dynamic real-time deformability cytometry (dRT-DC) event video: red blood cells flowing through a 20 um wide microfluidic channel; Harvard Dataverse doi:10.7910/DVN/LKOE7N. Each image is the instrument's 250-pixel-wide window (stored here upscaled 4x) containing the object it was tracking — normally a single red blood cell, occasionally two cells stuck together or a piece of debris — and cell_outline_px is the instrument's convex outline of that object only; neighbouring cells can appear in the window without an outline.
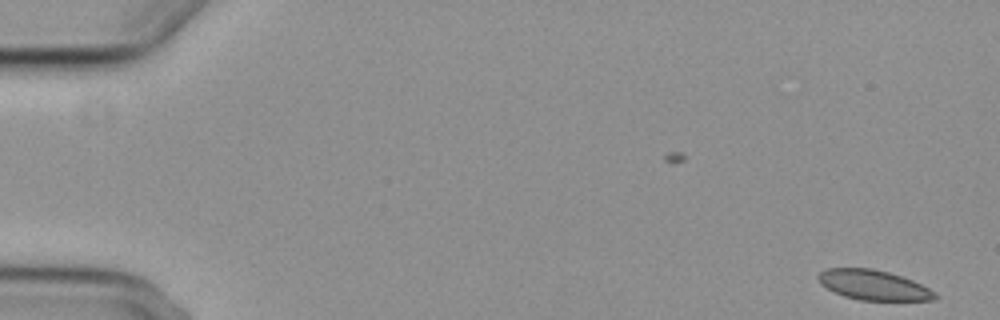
{"species": "common noctule bat (a hibernating species)", "species_latin": "Nyctalus noctula", "temperature_condition": "cold", "stored_images_in_passage": 7, "camera_frame_rate_fps": 3000, "um_per_image_px": 0.085, "animal": {"sex": "female", "body_mass_g": 29.2, "forearm_length_mm": 56.3}, "frame": {"image": 1, "passage_image": 1, "time_ms": 0.0, "image_size_px": [1000, 320], "cell_outline_px": [[940, 296], [936, 300], [860, 300], [844, 296], [820, 284], [816, 276], [820, 272], [828, 268], [872, 268], [888, 272], [912, 280], [936, 292]], "centroid_in_image_um": [74.26, 24.23], "position_along_channel_um": 10.7, "area_um2": 20.29}}
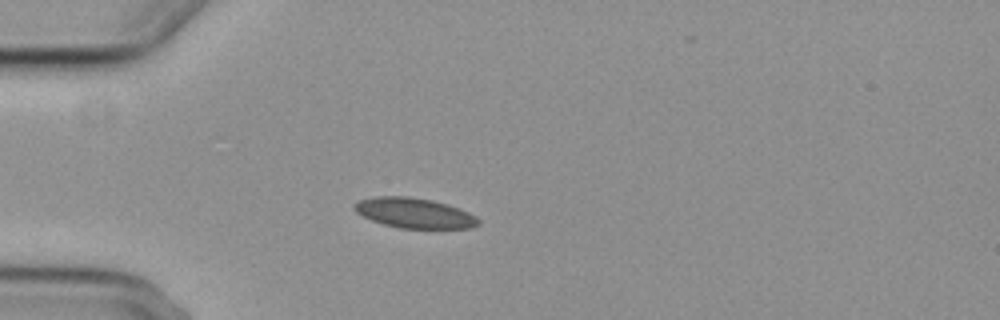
{"frame": {"image": 2, "passage_image": 5, "time_ms": 4.667, "image_size_px": [1000, 320], "cell_outline_px": [[480, 224], [472, 228], [400, 228], [384, 224], [372, 220], [356, 212], [352, 208], [352, 204], [360, 200], [372, 196], [408, 196], [432, 200], [448, 204], [460, 208], [476, 216], [480, 220]], "centroid_in_image_um": [35.22, 18.09], "position_along_channel_um": 49.8, "area_um2": 21.91}}
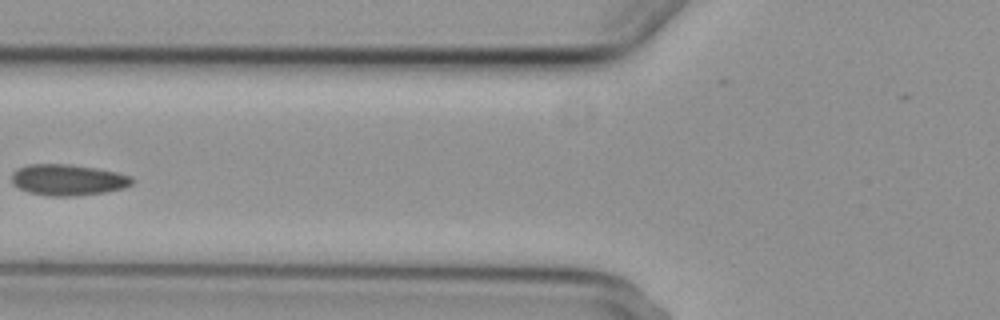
{"frame": {"image": 3, "passage_image": 7, "time_ms": 7.0, "image_size_px": [1000, 320], "cell_outline_px": [[136, 180], [132, 184], [124, 188], [104, 192], [76, 196], [48, 196], [28, 192], [12, 184], [12, 172], [16, 168], [28, 164], [68, 164], [96, 168], [116, 172], [132, 176]], "centroid_in_image_um": [5.77, 15.28], "position_along_channel_um": 120.0, "area_um2": 22.02}}